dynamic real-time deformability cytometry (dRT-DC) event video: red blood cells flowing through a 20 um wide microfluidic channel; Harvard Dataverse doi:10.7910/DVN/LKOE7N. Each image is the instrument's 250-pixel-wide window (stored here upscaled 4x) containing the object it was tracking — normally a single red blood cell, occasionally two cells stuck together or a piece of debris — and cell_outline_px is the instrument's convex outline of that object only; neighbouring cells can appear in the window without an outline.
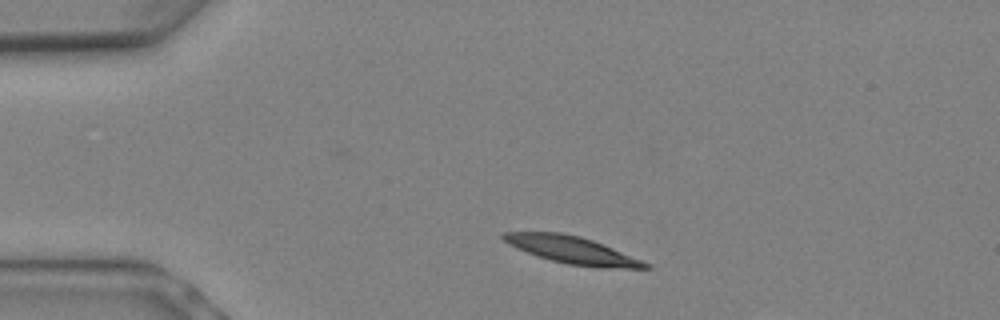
{"species": "Egyptian fruit bat (a non-hibernating species)", "species_latin": "Rousettus aegyptiacus", "temperature_condition": "warm", "stored_images_in_passage": 4, "camera_frame_rate_fps": 3000, "um_per_image_px": 0.085, "animal": {"sex": "female"}, "frame": {"image": 1, "passage_image": 1, "time_ms": 0.0, "image_size_px": [1000, 320], "cell_outline_px": [[652, 268], [604, 268], [568, 264], [552, 260], [516, 248], [508, 244], [500, 236], [504, 232], [560, 232], [580, 236], [604, 244], [652, 264]], "centroid_in_image_um": [48.68, 21.25], "position_along_channel_um": 36.3, "area_um2": 22.43}}
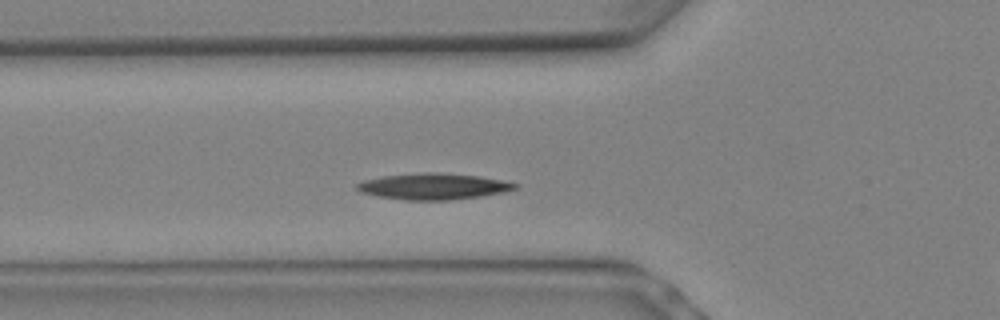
{"frame": {"image": 2, "passage_image": 4, "time_ms": 1.0, "image_size_px": [1000, 320], "cell_outline_px": [[516, 188], [504, 192], [480, 196], [452, 200], [404, 200], [380, 196], [360, 192], [356, 188], [356, 184], [364, 180], [380, 176], [424, 172], [440, 172], [480, 176], [504, 180], [516, 184]], "centroid_in_image_um": [36.82, 15.83], "position_along_channel_um": 89.0, "area_um2": 24.16}}